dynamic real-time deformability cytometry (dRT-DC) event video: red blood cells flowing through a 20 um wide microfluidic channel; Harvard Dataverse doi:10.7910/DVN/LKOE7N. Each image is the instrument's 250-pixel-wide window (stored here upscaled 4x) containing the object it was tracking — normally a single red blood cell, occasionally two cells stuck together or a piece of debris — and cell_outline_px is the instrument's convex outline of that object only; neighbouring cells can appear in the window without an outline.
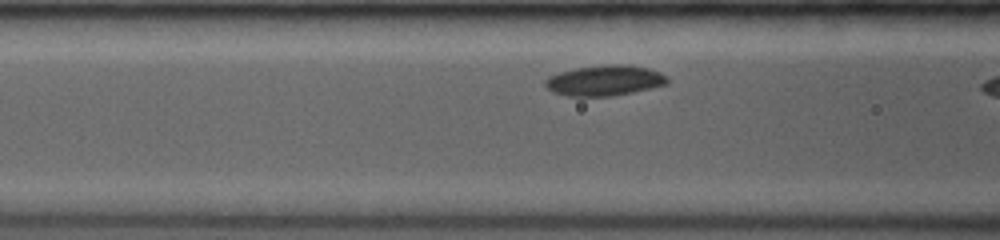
{"species": "common noctule bat (a hibernating species)", "species_latin": "Nyctalus noctula", "temperature_condition": "room temperature", "stored_images_in_passage": 19, "camera_frame_rate_fps": 3500, "um_per_image_px": 0.085, "animal": {"sex": "female", "body_mass_g": 19.0, "forearm_length_mm": 53.3}, "frame": {"image": 1, "passage_image": 5, "time_ms": 1.429, "image_size_px": [1000, 240], "cell_outline_px": [[668, 84], [632, 92], [608, 96], [568, 96], [552, 92], [544, 84], [544, 80], [548, 76], [560, 72], [576, 68], [604, 64], [624, 64], [648, 68], [660, 72], [668, 76]], "centroid_in_image_um": [51.39, 6.83], "position_along_channel_um": 115.2, "area_um2": 21.73}}